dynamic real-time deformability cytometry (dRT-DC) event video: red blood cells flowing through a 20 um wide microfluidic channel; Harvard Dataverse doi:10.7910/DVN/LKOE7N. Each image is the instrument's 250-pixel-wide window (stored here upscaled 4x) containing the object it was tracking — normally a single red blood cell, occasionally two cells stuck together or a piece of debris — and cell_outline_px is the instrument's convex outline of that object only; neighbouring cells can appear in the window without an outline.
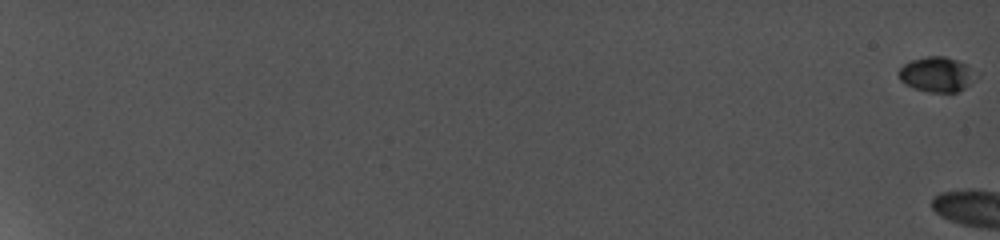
{"species": "common noctule bat (a hibernating species)", "species_latin": "Nyctalus noctula", "temperature_condition": "cold", "stored_images_in_passage": 2, "camera_frame_rate_fps": 5000, "um_per_image_px": 0.085, "animal": {"sex": "female", "body_mass_g": 19.0, "forearm_length_mm": 56.7}, "frame": {"image": 1, "passage_image": 1, "time_ms": 0.0, "image_size_px": [1000, 240], "cell_outline_px": [[980, 76], [964, 88], [956, 92], [928, 92], [912, 88], [904, 84], [900, 80], [896, 72], [904, 64], [912, 60], [924, 56], [944, 56], [956, 60], [980, 72]], "centroid_in_image_um": [79.64, 6.33], "position_along_channel_um": 5.4, "area_um2": 16.13}}